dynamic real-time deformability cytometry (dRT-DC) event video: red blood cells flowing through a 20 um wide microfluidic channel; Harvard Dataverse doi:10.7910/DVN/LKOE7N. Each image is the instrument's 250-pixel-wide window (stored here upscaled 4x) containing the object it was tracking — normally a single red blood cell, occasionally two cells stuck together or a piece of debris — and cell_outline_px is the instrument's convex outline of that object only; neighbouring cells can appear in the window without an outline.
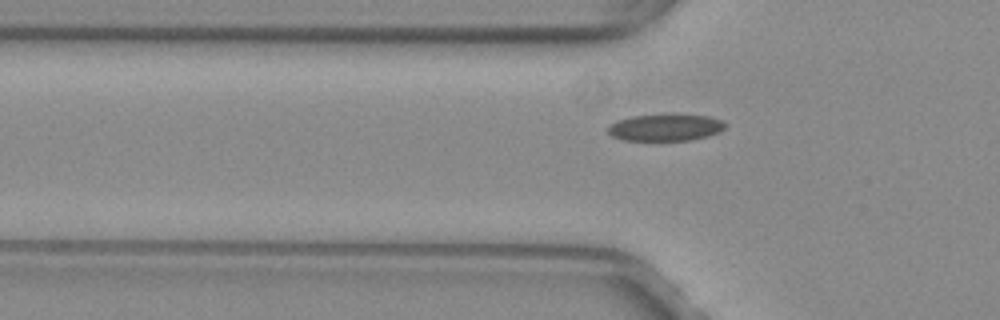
{"species": "common noctule bat (a hibernating species)", "species_latin": "Nyctalus noctula", "temperature_condition": "warm", "stored_images_in_passage": 39, "camera_frame_rate_fps": 3000, "um_per_image_px": 0.085, "animal": {"sex": "female", "body_mass_g": 29.2, "forearm_length_mm": 56.3}, "frame": {"image": 1, "passage_image": 10, "time_ms": 3.0, "image_size_px": [1000, 320], "cell_outline_px": [[728, 124], [720, 132], [708, 136], [692, 140], [624, 140], [612, 136], [608, 132], [608, 124], [616, 120], [632, 116], [668, 112], [676, 112], [708, 116], [720, 120]], "centroid_in_image_um": [56.57, 10.79], "position_along_channel_um": 69.2, "area_um2": 19.13}}
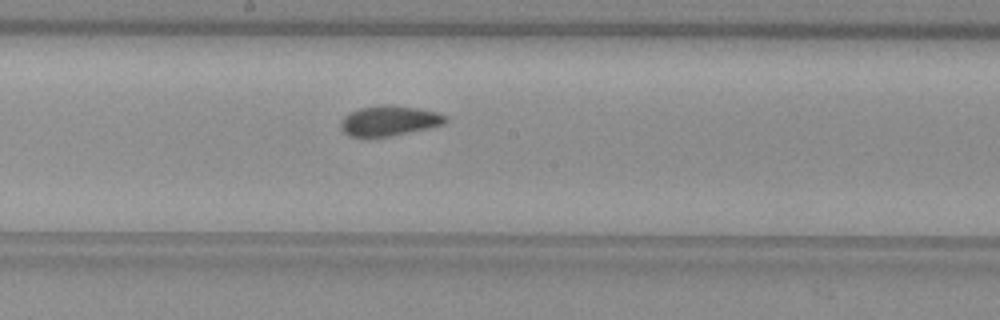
{"frame": {"image": 2, "passage_image": 21, "time_ms": 6.667, "image_size_px": [1000, 320], "cell_outline_px": [[448, 120], [444, 124], [428, 128], [388, 136], [348, 136], [340, 128], [340, 120], [348, 112], [360, 108], [380, 104], [388, 104], [420, 108], [436, 112], [448, 116]], "centroid_in_image_um": [33.07, 10.24], "position_along_channel_um": 215.1, "area_um2": 18.5}}
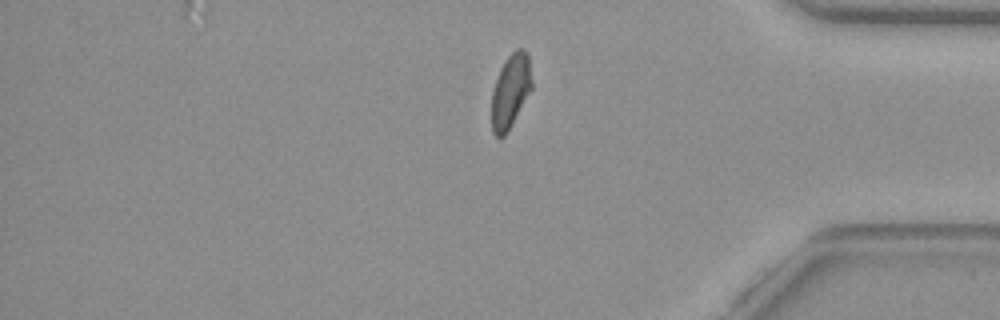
{"frame": {"image": 3, "passage_image": 36, "time_ms": 11.667, "image_size_px": [1000, 320], "cell_outline_px": [[532, 88], [504, 136], [496, 136], [492, 132], [492, 92], [500, 68], [504, 60], [516, 48], [524, 48], [528, 52], [532, 80]], "centroid_in_image_um": [43.4, 7.67], "position_along_channel_um": 391.8, "area_um2": 17.11}}